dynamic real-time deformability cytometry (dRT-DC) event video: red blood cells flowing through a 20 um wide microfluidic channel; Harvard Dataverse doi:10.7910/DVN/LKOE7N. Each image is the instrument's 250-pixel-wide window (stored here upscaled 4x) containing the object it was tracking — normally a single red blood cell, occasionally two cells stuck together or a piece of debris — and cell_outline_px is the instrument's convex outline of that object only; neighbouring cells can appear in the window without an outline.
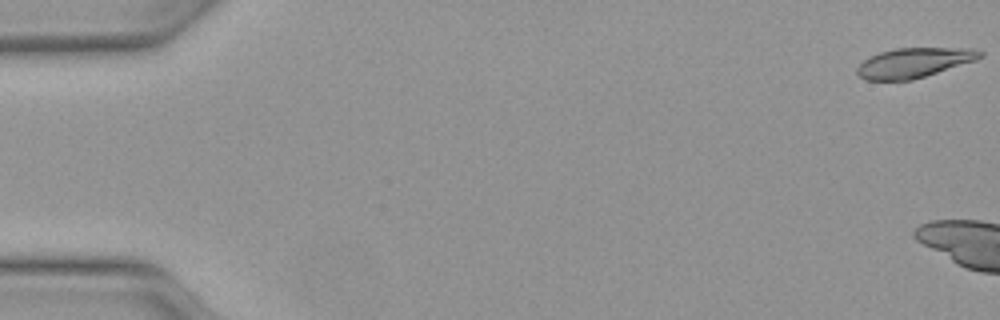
{"species": "Egyptian fruit bat (a non-hibernating species)", "species_latin": "Rousettus aegyptiacus", "temperature_condition": "warm", "stored_images_in_passage": 8, "camera_frame_rate_fps": 3000, "um_per_image_px": 0.085, "animal": {"sex": "female"}, "frame": {"image": 1, "passage_image": 1, "time_ms": 0.0, "image_size_px": [1000, 320], "cell_outline_px": [[984, 56], [976, 60], [912, 80], [864, 80], [856, 72], [856, 68], [864, 60], [880, 52], [896, 48], [976, 48], [984, 52]], "centroid_in_image_um": [77.72, 5.32], "position_along_channel_um": 7.3, "area_um2": 21.27}}